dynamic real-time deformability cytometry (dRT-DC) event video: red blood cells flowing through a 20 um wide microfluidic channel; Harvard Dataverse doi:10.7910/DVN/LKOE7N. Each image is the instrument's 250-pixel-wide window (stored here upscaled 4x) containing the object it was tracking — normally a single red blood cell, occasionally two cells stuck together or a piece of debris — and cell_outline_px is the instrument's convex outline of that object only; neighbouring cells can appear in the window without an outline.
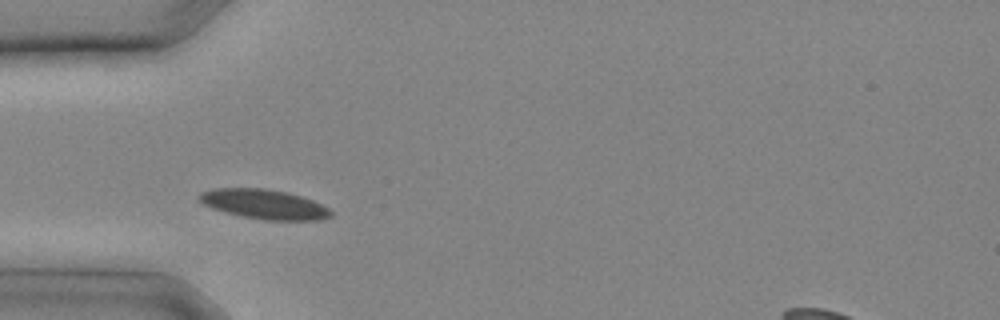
{"species": "common noctule bat (a hibernating species)", "species_latin": "Nyctalus noctula", "temperature_condition": "cold", "stored_images_in_passage": 18, "camera_frame_rate_fps": 3000, "um_per_image_px": 0.085, "animal": {"sex": "male", "body_mass_g": 20.4}, "frame": {"image": 1, "passage_image": 1, "time_ms": 0.0, "image_size_px": [1000, 320], "cell_outline_px": [[332, 216], [316, 220], [264, 220], [240, 216], [212, 208], [204, 204], [196, 196], [200, 192], [212, 188], [264, 188], [288, 192], [312, 200], [328, 208], [332, 212]], "centroid_in_image_um": [22.41, 17.35], "position_along_channel_um": 62.6, "area_um2": 22.72}}
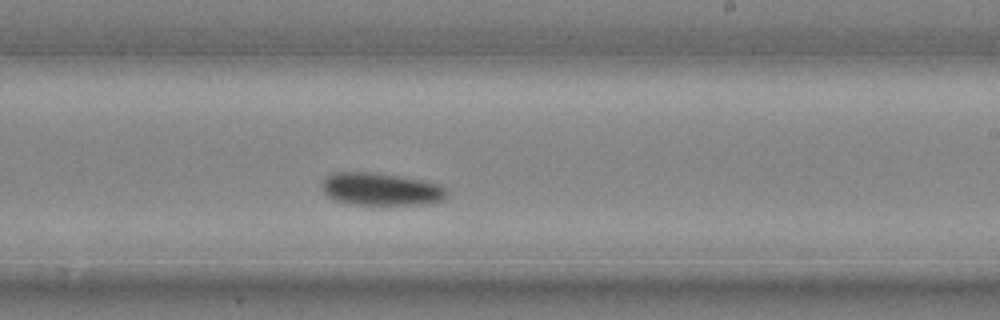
{"frame": {"image": 2, "passage_image": 9, "time_ms": 2.667, "image_size_px": [1000, 320], "cell_outline_px": [[448, 192], [444, 200], [432, 204], [352, 204], [336, 200], [328, 196], [324, 192], [324, 180], [332, 172], [376, 172], [424, 180], [440, 184]], "centroid_in_image_um": [32.45, 16.07], "position_along_channel_um": 256.6, "area_um2": 23.7}}
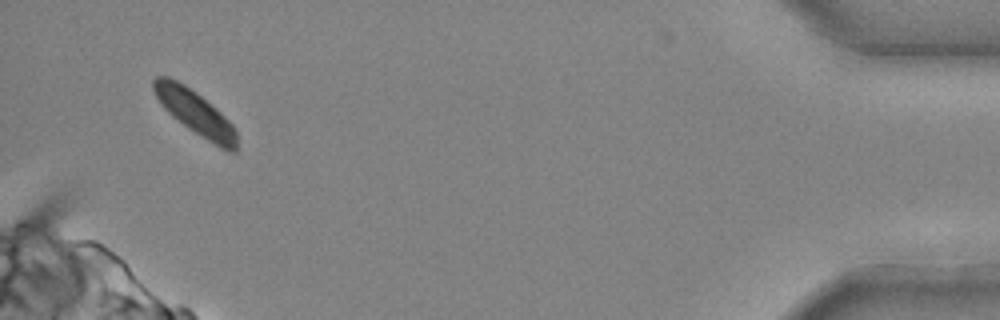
{"frame": {"image": 3, "passage_image": 18, "time_ms": 5.667, "image_size_px": [1000, 320], "cell_outline_px": [[236, 152], [228, 152], [220, 148], [188, 128], [172, 116], [160, 104], [152, 92], [152, 80], [156, 76], [168, 76], [184, 84], [196, 92], [216, 108], [236, 128]], "centroid_in_image_um": [16.56, 9.55], "position_along_channel_um": 418.6, "area_um2": 21.44}}